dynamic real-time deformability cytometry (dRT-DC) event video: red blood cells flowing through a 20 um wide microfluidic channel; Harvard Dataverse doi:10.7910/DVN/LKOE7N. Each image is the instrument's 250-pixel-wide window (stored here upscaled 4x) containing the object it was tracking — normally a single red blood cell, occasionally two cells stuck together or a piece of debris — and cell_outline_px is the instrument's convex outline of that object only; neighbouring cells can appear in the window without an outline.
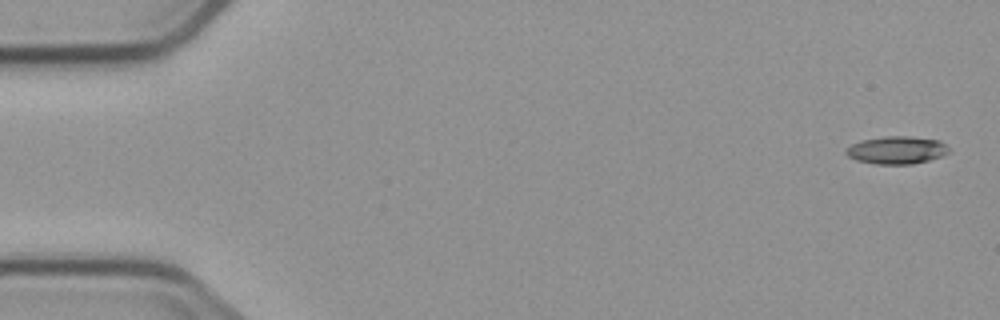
{"species": "common noctule bat (a hibernating species)", "species_latin": "Nyctalus noctula", "temperature_condition": "cold", "stored_images_in_passage": 4, "camera_frame_rate_fps": 3000, "um_per_image_px": 0.085, "animal": {"sex": "male", "body_mass_g": 23.1, "forearm_length_mm": 52.7}, "frame": {"image": 1, "passage_image": 1, "time_ms": 0.0, "image_size_px": [1000, 320], "cell_outline_px": [[948, 152], [940, 156], [928, 160], [912, 164], [876, 164], [856, 160], [848, 156], [844, 152], [844, 148], [860, 140], [884, 136], [908, 136], [940, 140], [948, 148]], "centroid_in_image_um": [76.16, 12.75], "position_along_channel_um": 8.8, "area_um2": 16.59}}
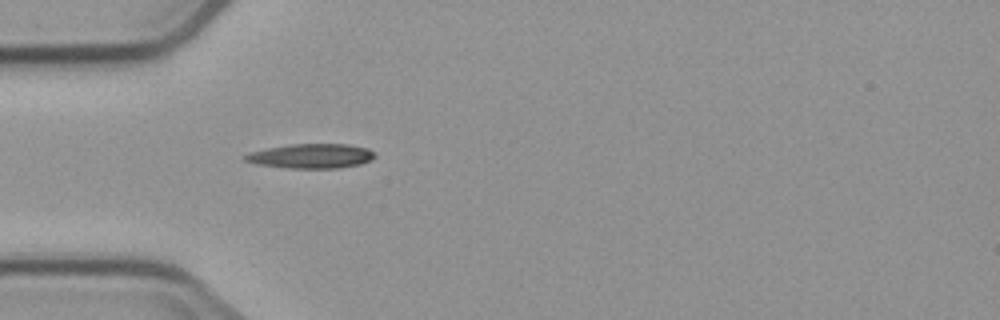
{"frame": {"image": 2, "passage_image": 4, "time_ms": 5.0, "image_size_px": [1000, 320], "cell_outline_px": [[376, 156], [372, 160], [360, 164], [340, 168], [288, 168], [256, 164], [244, 160], [244, 156], [248, 152], [268, 148], [292, 144], [348, 144], [368, 148], [376, 152]], "centroid_in_image_um": [26.49, 13.26], "position_along_channel_um": 58.5, "area_um2": 18.67}}